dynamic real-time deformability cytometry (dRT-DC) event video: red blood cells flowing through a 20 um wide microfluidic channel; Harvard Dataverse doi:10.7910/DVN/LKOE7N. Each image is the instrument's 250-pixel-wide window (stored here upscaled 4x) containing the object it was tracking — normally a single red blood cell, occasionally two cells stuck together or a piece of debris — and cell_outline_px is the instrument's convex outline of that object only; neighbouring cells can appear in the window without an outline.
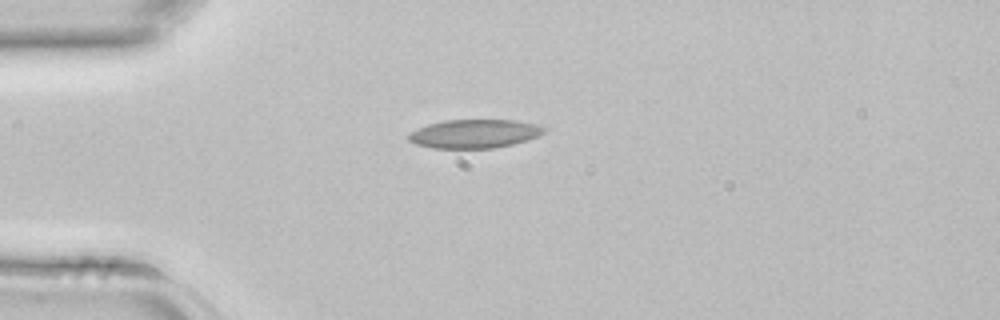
{"species": "common noctule bat (a hibernating species)", "species_latin": "Nyctalus noctula", "temperature_condition": "room temperature", "stored_images_in_passage": 2, "camera_frame_rate_fps": 3000, "um_per_image_px": 0.085, "animal": {"sex": "female", "body_mass_g": 22.7, "forearm_length_mm": 54.2}, "frame": {"image": 1, "passage_image": 1, "time_ms": 0.0, "image_size_px": [1000, 320], "cell_outline_px": [[544, 132], [540, 136], [512, 144], [492, 148], [432, 148], [416, 144], [408, 140], [408, 132], [428, 124], [444, 120], [516, 120], [536, 124], [544, 128]], "centroid_in_image_um": [40.3, 11.36], "position_along_channel_um": 44.7, "area_um2": 22.6}}